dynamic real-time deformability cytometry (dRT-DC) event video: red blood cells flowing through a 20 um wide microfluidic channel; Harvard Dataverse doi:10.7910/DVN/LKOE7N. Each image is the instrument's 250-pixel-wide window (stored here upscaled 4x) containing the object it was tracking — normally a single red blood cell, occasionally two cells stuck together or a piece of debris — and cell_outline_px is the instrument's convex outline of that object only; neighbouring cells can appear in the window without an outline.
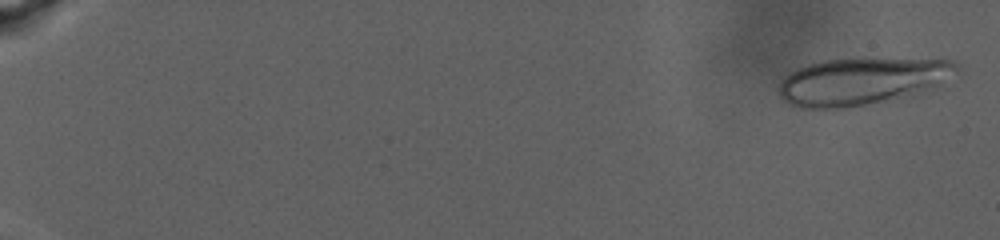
{"species": "human", "species_latin": "Homo sapiens", "temperature_condition": "warm", "stored_images_in_passage": 88, "camera_frame_rate_fps": 3000, "um_per_image_px": 0.085, "donor": {"sex": "male"}, "frame": {"image": 1, "passage_image": 3, "time_ms": 0.667, "image_size_px": [1000, 240], "cell_outline_px": [[956, 68], [940, 84], [920, 96], [844, 108], [800, 108], [788, 104], [780, 96], [780, 80], [788, 72], [808, 64], [824, 60], [952, 60], [956, 64]], "centroid_in_image_um": [73.2, 6.96], "position_along_channel_um": 11.8, "area_um2": 48.44}}
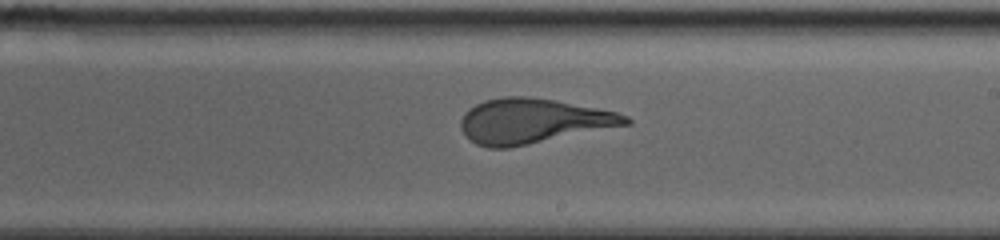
{"frame": {"image": 2, "passage_image": 57, "time_ms": 18.667, "image_size_px": [1000, 240], "cell_outline_px": [[632, 124], [508, 148], [488, 148], [476, 144], [460, 128], [460, 120], [464, 112], [468, 108], [484, 100], [504, 96], [528, 96], [556, 100], [616, 112], [628, 116], [632, 120]], "centroid_in_image_um": [45.29, 10.28], "position_along_channel_um": 243.7, "area_um2": 43.18}}
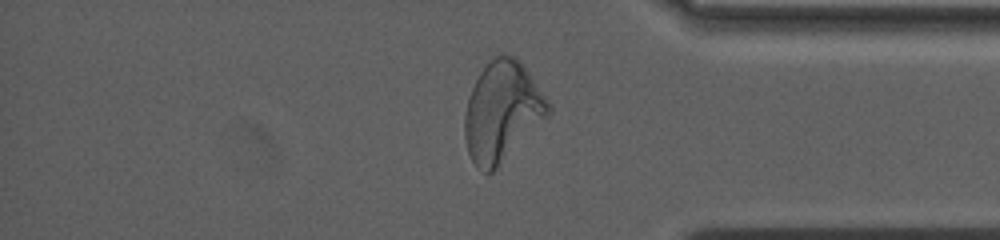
{"frame": {"image": 3, "passage_image": 76, "time_ms": 25.0, "image_size_px": [1000, 240], "cell_outline_px": [[552, 112], [492, 172], [484, 172], [476, 168], [468, 152], [464, 136], [464, 116], [468, 100], [472, 88], [480, 72], [500, 52], [504, 52], [516, 56], [552, 104]], "centroid_in_image_um": [42.69, 9.47], "position_along_channel_um": 392.5, "area_um2": 48.32}}